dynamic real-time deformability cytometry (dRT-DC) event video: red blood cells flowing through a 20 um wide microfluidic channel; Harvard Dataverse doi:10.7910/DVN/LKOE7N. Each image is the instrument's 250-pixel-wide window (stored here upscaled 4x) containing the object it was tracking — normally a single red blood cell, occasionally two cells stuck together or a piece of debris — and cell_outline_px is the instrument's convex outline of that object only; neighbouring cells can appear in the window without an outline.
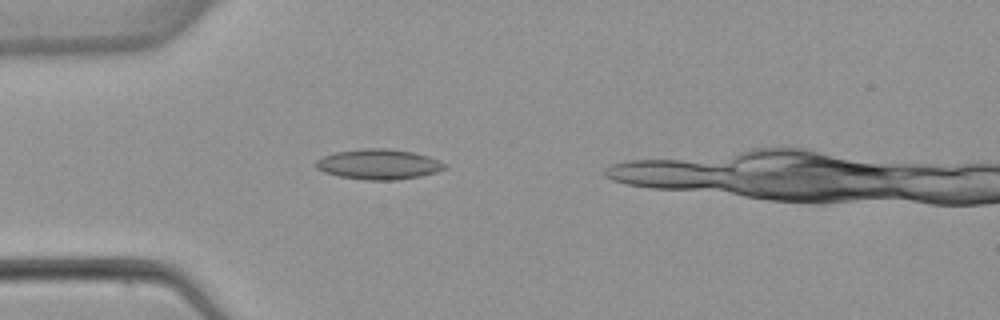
{"species": "common noctule bat (a hibernating species)", "species_latin": "Nyctalus noctula", "temperature_condition": "warm", "stored_images_in_passage": 4, "camera_frame_rate_fps": 3000, "um_per_image_px": 0.085, "animal": {"sex": "female", "body_mass_g": 22.7, "forearm_length_mm": 54.2}, "frame": {"image": 1, "passage_image": 3, "time_ms": 2.333, "image_size_px": [1000, 320], "cell_outline_px": [[448, 168], [436, 172], [420, 176], [396, 180], [368, 180], [340, 176], [324, 172], [316, 168], [316, 160], [324, 156], [336, 152], [364, 148], [388, 148], [412, 152], [428, 156], [440, 160], [448, 164]], "centroid_in_image_um": [32.23, 13.96], "position_along_channel_um": 52.8, "area_um2": 22.72}}